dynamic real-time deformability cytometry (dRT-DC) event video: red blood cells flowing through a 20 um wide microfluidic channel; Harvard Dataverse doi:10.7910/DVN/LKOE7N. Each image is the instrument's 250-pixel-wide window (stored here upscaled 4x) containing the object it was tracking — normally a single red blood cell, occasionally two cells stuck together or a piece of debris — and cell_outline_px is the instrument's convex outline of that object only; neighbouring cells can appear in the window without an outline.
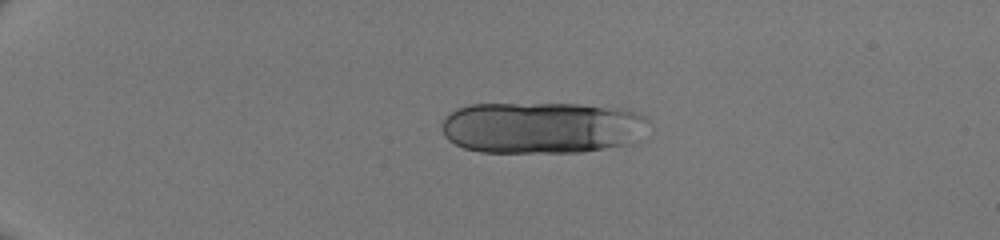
{"species": "human", "species_latin": "Homo sapiens", "temperature_condition": "room temperature", "stored_images_in_passage": 11, "camera_frame_rate_fps": 3000, "um_per_image_px": 0.085, "donor": {"sex": "male"}, "frame": {"image": 1, "passage_image": 1, "time_ms": 0.0, "image_size_px": [1000, 240], "cell_outline_px": [[652, 124], [624, 144], [604, 148], [580, 152], [480, 152], [464, 148], [448, 140], [444, 136], [440, 128], [440, 124], [444, 116], [456, 108], [468, 104], [580, 104], [620, 108], [644, 116]], "centroid_in_image_um": [45.95, 10.83], "position_along_channel_um": 39.1, "area_um2": 62.31}}